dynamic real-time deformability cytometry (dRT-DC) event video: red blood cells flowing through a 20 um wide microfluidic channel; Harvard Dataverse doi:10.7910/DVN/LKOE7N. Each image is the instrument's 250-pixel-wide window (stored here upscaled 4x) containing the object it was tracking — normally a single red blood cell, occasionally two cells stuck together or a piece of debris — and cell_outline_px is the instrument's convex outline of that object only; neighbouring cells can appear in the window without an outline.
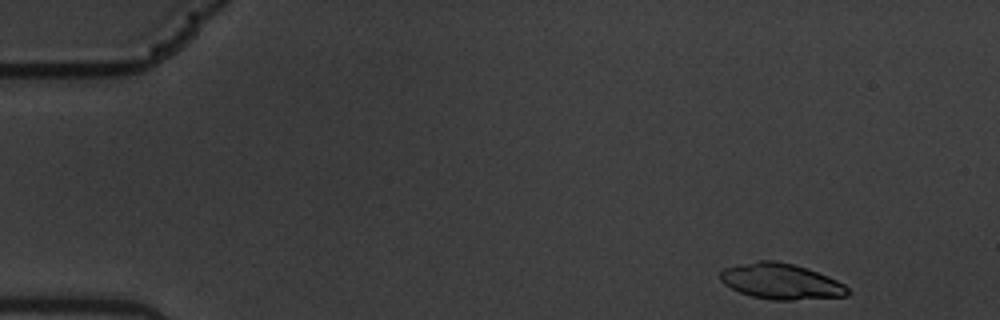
{"species": "common noctule bat (a hibernating species)", "species_latin": "Nyctalus noctula", "temperature_condition": "warm", "stored_images_in_passage": 56, "camera_frame_rate_fps": 3000, "um_per_image_px": 0.085, "animal": {"sex": "male", "body_mass_g": 19.5, "forearm_length_mm": 54.6}, "frame": {"image": 1, "passage_image": 2, "time_ms": 0.333, "image_size_px": [1000, 320], "cell_outline_px": [[852, 292], [848, 296], [792, 300], [772, 300], [752, 296], [740, 292], [724, 284], [720, 280], [720, 272], [724, 268], [740, 264], [760, 260], [776, 260], [792, 264], [828, 276], [844, 284]], "centroid_in_image_um": [66.39, 23.92], "position_along_channel_um": 18.6, "area_um2": 26.41}}
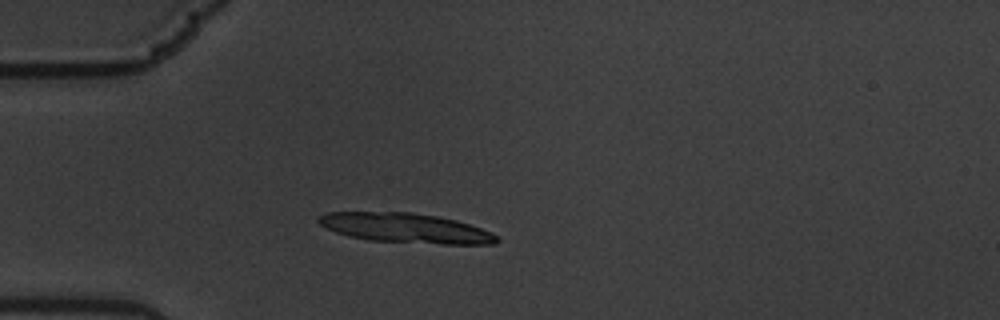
{"frame": {"image": 2, "passage_image": 13, "time_ms": 4.0, "image_size_px": [1000, 320], "cell_outline_px": [[500, 240], [496, 244], [440, 244], [368, 240], [348, 236], [336, 232], [320, 224], [316, 220], [316, 216], [328, 212], [412, 212], [436, 216], [456, 220], [492, 232]], "centroid_in_image_um": [34.47, 19.38], "position_along_channel_um": 50.5, "area_um2": 30.81}}
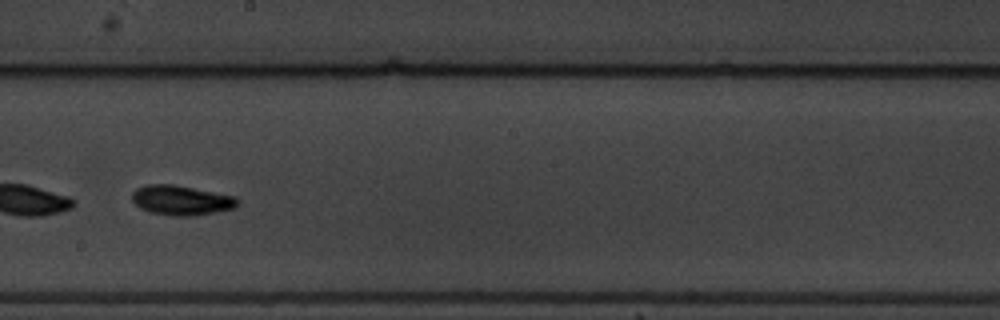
{"frame": {"image": 3, "passage_image": 31, "time_ms": 10.0, "image_size_px": [1000, 320], "cell_outline_px": [[240, 204], [236, 208], [216, 212], [192, 216], [172, 216], [148, 212], [140, 208], [132, 200], [132, 192], [136, 188], [148, 184], [176, 184], [236, 196], [240, 200]], "centroid_in_image_um": [15.45, 17.02], "position_along_channel_um": 232.8, "area_um2": 18.73}, "authors_computed_cell_mechanics": {"area_um2": 17.7446, "velocity_mm_per_s": 3.3774, "shape_relaxation_time_tau1_ms": 3.9358, "shape_relaxation_time_tau2_ms": 6.3618, "deformation_change_tau1": 0.134, "deformation_change_tau2": 0.1103}}